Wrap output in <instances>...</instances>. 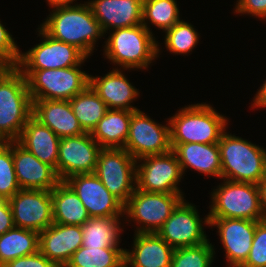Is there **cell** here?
I'll list each match as a JSON object with an SVG mask.
<instances>
[{
	"instance_id": "cell-1",
	"label": "cell",
	"mask_w": 266,
	"mask_h": 267,
	"mask_svg": "<svg viewBox=\"0 0 266 267\" xmlns=\"http://www.w3.org/2000/svg\"><path fill=\"white\" fill-rule=\"evenodd\" d=\"M40 27L52 38L71 44L87 57L105 34L89 4L55 6Z\"/></svg>"
},
{
	"instance_id": "cell-2",
	"label": "cell",
	"mask_w": 266,
	"mask_h": 267,
	"mask_svg": "<svg viewBox=\"0 0 266 267\" xmlns=\"http://www.w3.org/2000/svg\"><path fill=\"white\" fill-rule=\"evenodd\" d=\"M32 113L27 79L17 67H0V142L17 141Z\"/></svg>"
},
{
	"instance_id": "cell-3",
	"label": "cell",
	"mask_w": 266,
	"mask_h": 267,
	"mask_svg": "<svg viewBox=\"0 0 266 267\" xmlns=\"http://www.w3.org/2000/svg\"><path fill=\"white\" fill-rule=\"evenodd\" d=\"M104 42V55L123 70L147 69L160 55L159 42L142 24L115 29Z\"/></svg>"
},
{
	"instance_id": "cell-4",
	"label": "cell",
	"mask_w": 266,
	"mask_h": 267,
	"mask_svg": "<svg viewBox=\"0 0 266 267\" xmlns=\"http://www.w3.org/2000/svg\"><path fill=\"white\" fill-rule=\"evenodd\" d=\"M206 103L189 104L168 118L170 143H218L229 118Z\"/></svg>"
},
{
	"instance_id": "cell-5",
	"label": "cell",
	"mask_w": 266,
	"mask_h": 267,
	"mask_svg": "<svg viewBox=\"0 0 266 267\" xmlns=\"http://www.w3.org/2000/svg\"><path fill=\"white\" fill-rule=\"evenodd\" d=\"M221 180L258 184L266 177V149L226 130L218 142Z\"/></svg>"
},
{
	"instance_id": "cell-6",
	"label": "cell",
	"mask_w": 266,
	"mask_h": 267,
	"mask_svg": "<svg viewBox=\"0 0 266 267\" xmlns=\"http://www.w3.org/2000/svg\"><path fill=\"white\" fill-rule=\"evenodd\" d=\"M78 66L46 69L20 70L27 79L32 100H67L74 98L89 85V74Z\"/></svg>"
},
{
	"instance_id": "cell-7",
	"label": "cell",
	"mask_w": 266,
	"mask_h": 267,
	"mask_svg": "<svg viewBox=\"0 0 266 267\" xmlns=\"http://www.w3.org/2000/svg\"><path fill=\"white\" fill-rule=\"evenodd\" d=\"M208 218H237L265 220L260 205L257 184L223 179L211 192Z\"/></svg>"
},
{
	"instance_id": "cell-8",
	"label": "cell",
	"mask_w": 266,
	"mask_h": 267,
	"mask_svg": "<svg viewBox=\"0 0 266 267\" xmlns=\"http://www.w3.org/2000/svg\"><path fill=\"white\" fill-rule=\"evenodd\" d=\"M184 198L180 194L135 189L124 205V219L139 226L134 233H157Z\"/></svg>"
},
{
	"instance_id": "cell-9",
	"label": "cell",
	"mask_w": 266,
	"mask_h": 267,
	"mask_svg": "<svg viewBox=\"0 0 266 267\" xmlns=\"http://www.w3.org/2000/svg\"><path fill=\"white\" fill-rule=\"evenodd\" d=\"M94 174L123 205L136 189V160L124 148H102Z\"/></svg>"
},
{
	"instance_id": "cell-10",
	"label": "cell",
	"mask_w": 266,
	"mask_h": 267,
	"mask_svg": "<svg viewBox=\"0 0 266 267\" xmlns=\"http://www.w3.org/2000/svg\"><path fill=\"white\" fill-rule=\"evenodd\" d=\"M183 176L180 164L172 150L136 161V189L142 191L184 195L178 187Z\"/></svg>"
},
{
	"instance_id": "cell-11",
	"label": "cell",
	"mask_w": 266,
	"mask_h": 267,
	"mask_svg": "<svg viewBox=\"0 0 266 267\" xmlns=\"http://www.w3.org/2000/svg\"><path fill=\"white\" fill-rule=\"evenodd\" d=\"M41 42L20 53L19 70L61 69L80 65L88 57L77 47L56 40L38 27Z\"/></svg>"
},
{
	"instance_id": "cell-12",
	"label": "cell",
	"mask_w": 266,
	"mask_h": 267,
	"mask_svg": "<svg viewBox=\"0 0 266 267\" xmlns=\"http://www.w3.org/2000/svg\"><path fill=\"white\" fill-rule=\"evenodd\" d=\"M155 122L150 116L139 110L133 111L129 135L124 149L137 161L150 155H160L172 150L170 143V125Z\"/></svg>"
},
{
	"instance_id": "cell-13",
	"label": "cell",
	"mask_w": 266,
	"mask_h": 267,
	"mask_svg": "<svg viewBox=\"0 0 266 267\" xmlns=\"http://www.w3.org/2000/svg\"><path fill=\"white\" fill-rule=\"evenodd\" d=\"M195 206L183 199L157 232L173 249L196 246L208 240L203 226L210 224L208 215L203 220Z\"/></svg>"
},
{
	"instance_id": "cell-14",
	"label": "cell",
	"mask_w": 266,
	"mask_h": 267,
	"mask_svg": "<svg viewBox=\"0 0 266 267\" xmlns=\"http://www.w3.org/2000/svg\"><path fill=\"white\" fill-rule=\"evenodd\" d=\"M101 149L90 133L61 138L57 162L60 181L75 174L94 173Z\"/></svg>"
},
{
	"instance_id": "cell-15",
	"label": "cell",
	"mask_w": 266,
	"mask_h": 267,
	"mask_svg": "<svg viewBox=\"0 0 266 267\" xmlns=\"http://www.w3.org/2000/svg\"><path fill=\"white\" fill-rule=\"evenodd\" d=\"M8 201L15 227L40 233L53 224L51 191L20 189Z\"/></svg>"
},
{
	"instance_id": "cell-16",
	"label": "cell",
	"mask_w": 266,
	"mask_h": 267,
	"mask_svg": "<svg viewBox=\"0 0 266 267\" xmlns=\"http://www.w3.org/2000/svg\"><path fill=\"white\" fill-rule=\"evenodd\" d=\"M64 181L77 194L90 217L124 216V205L94 173L75 174Z\"/></svg>"
},
{
	"instance_id": "cell-17",
	"label": "cell",
	"mask_w": 266,
	"mask_h": 267,
	"mask_svg": "<svg viewBox=\"0 0 266 267\" xmlns=\"http://www.w3.org/2000/svg\"><path fill=\"white\" fill-rule=\"evenodd\" d=\"M209 222V227L217 226V233L224 247L228 267H240L248 258L256 224L259 221L237 218H209Z\"/></svg>"
},
{
	"instance_id": "cell-18",
	"label": "cell",
	"mask_w": 266,
	"mask_h": 267,
	"mask_svg": "<svg viewBox=\"0 0 266 267\" xmlns=\"http://www.w3.org/2000/svg\"><path fill=\"white\" fill-rule=\"evenodd\" d=\"M82 243L80 225L53 223L39 233V251L57 267H65Z\"/></svg>"
},
{
	"instance_id": "cell-19",
	"label": "cell",
	"mask_w": 266,
	"mask_h": 267,
	"mask_svg": "<svg viewBox=\"0 0 266 267\" xmlns=\"http://www.w3.org/2000/svg\"><path fill=\"white\" fill-rule=\"evenodd\" d=\"M13 163L21 189L51 191L60 182L52 166L41 162L17 141H13Z\"/></svg>"
},
{
	"instance_id": "cell-20",
	"label": "cell",
	"mask_w": 266,
	"mask_h": 267,
	"mask_svg": "<svg viewBox=\"0 0 266 267\" xmlns=\"http://www.w3.org/2000/svg\"><path fill=\"white\" fill-rule=\"evenodd\" d=\"M89 85L107 105L108 109L139 110L131 105L139 97V89L130 83L120 68H113L103 77L89 75Z\"/></svg>"
},
{
	"instance_id": "cell-21",
	"label": "cell",
	"mask_w": 266,
	"mask_h": 267,
	"mask_svg": "<svg viewBox=\"0 0 266 267\" xmlns=\"http://www.w3.org/2000/svg\"><path fill=\"white\" fill-rule=\"evenodd\" d=\"M93 16L104 34L142 24L144 0H88ZM111 29V30H110Z\"/></svg>"
},
{
	"instance_id": "cell-22",
	"label": "cell",
	"mask_w": 266,
	"mask_h": 267,
	"mask_svg": "<svg viewBox=\"0 0 266 267\" xmlns=\"http://www.w3.org/2000/svg\"><path fill=\"white\" fill-rule=\"evenodd\" d=\"M133 242L124 250L127 267H170L174 249L157 233H135Z\"/></svg>"
},
{
	"instance_id": "cell-23",
	"label": "cell",
	"mask_w": 266,
	"mask_h": 267,
	"mask_svg": "<svg viewBox=\"0 0 266 267\" xmlns=\"http://www.w3.org/2000/svg\"><path fill=\"white\" fill-rule=\"evenodd\" d=\"M32 115L49 127L59 138L86 133L67 100H32Z\"/></svg>"
},
{
	"instance_id": "cell-24",
	"label": "cell",
	"mask_w": 266,
	"mask_h": 267,
	"mask_svg": "<svg viewBox=\"0 0 266 267\" xmlns=\"http://www.w3.org/2000/svg\"><path fill=\"white\" fill-rule=\"evenodd\" d=\"M171 147L184 175L186 168H190L221 180V156L218 143H171Z\"/></svg>"
},
{
	"instance_id": "cell-25",
	"label": "cell",
	"mask_w": 266,
	"mask_h": 267,
	"mask_svg": "<svg viewBox=\"0 0 266 267\" xmlns=\"http://www.w3.org/2000/svg\"><path fill=\"white\" fill-rule=\"evenodd\" d=\"M61 138L33 115L24 126L17 142L41 162L52 166L57 173L58 150Z\"/></svg>"
},
{
	"instance_id": "cell-26",
	"label": "cell",
	"mask_w": 266,
	"mask_h": 267,
	"mask_svg": "<svg viewBox=\"0 0 266 267\" xmlns=\"http://www.w3.org/2000/svg\"><path fill=\"white\" fill-rule=\"evenodd\" d=\"M53 223L82 226L90 216L73 189L60 181L52 190Z\"/></svg>"
},
{
	"instance_id": "cell-27",
	"label": "cell",
	"mask_w": 266,
	"mask_h": 267,
	"mask_svg": "<svg viewBox=\"0 0 266 267\" xmlns=\"http://www.w3.org/2000/svg\"><path fill=\"white\" fill-rule=\"evenodd\" d=\"M133 111L109 109L90 133L101 148H124Z\"/></svg>"
},
{
	"instance_id": "cell-28",
	"label": "cell",
	"mask_w": 266,
	"mask_h": 267,
	"mask_svg": "<svg viewBox=\"0 0 266 267\" xmlns=\"http://www.w3.org/2000/svg\"><path fill=\"white\" fill-rule=\"evenodd\" d=\"M123 216L90 217L82 227V246L105 248L120 247L122 233L121 220Z\"/></svg>"
},
{
	"instance_id": "cell-29",
	"label": "cell",
	"mask_w": 266,
	"mask_h": 267,
	"mask_svg": "<svg viewBox=\"0 0 266 267\" xmlns=\"http://www.w3.org/2000/svg\"><path fill=\"white\" fill-rule=\"evenodd\" d=\"M39 251V232L14 227L0 235V267Z\"/></svg>"
},
{
	"instance_id": "cell-30",
	"label": "cell",
	"mask_w": 266,
	"mask_h": 267,
	"mask_svg": "<svg viewBox=\"0 0 266 267\" xmlns=\"http://www.w3.org/2000/svg\"><path fill=\"white\" fill-rule=\"evenodd\" d=\"M69 102L75 117L86 133H91L109 110L90 85Z\"/></svg>"
},
{
	"instance_id": "cell-31",
	"label": "cell",
	"mask_w": 266,
	"mask_h": 267,
	"mask_svg": "<svg viewBox=\"0 0 266 267\" xmlns=\"http://www.w3.org/2000/svg\"><path fill=\"white\" fill-rule=\"evenodd\" d=\"M124 250L120 247L94 248L81 246L65 267H122Z\"/></svg>"
},
{
	"instance_id": "cell-32",
	"label": "cell",
	"mask_w": 266,
	"mask_h": 267,
	"mask_svg": "<svg viewBox=\"0 0 266 267\" xmlns=\"http://www.w3.org/2000/svg\"><path fill=\"white\" fill-rule=\"evenodd\" d=\"M179 15L180 11L176 0L143 1L142 25L151 33L150 23L158 27V30L165 32L181 20Z\"/></svg>"
},
{
	"instance_id": "cell-33",
	"label": "cell",
	"mask_w": 266,
	"mask_h": 267,
	"mask_svg": "<svg viewBox=\"0 0 266 267\" xmlns=\"http://www.w3.org/2000/svg\"><path fill=\"white\" fill-rule=\"evenodd\" d=\"M199 35L191 23L182 19L165 31L164 44L173 55L187 54L199 43Z\"/></svg>"
},
{
	"instance_id": "cell-34",
	"label": "cell",
	"mask_w": 266,
	"mask_h": 267,
	"mask_svg": "<svg viewBox=\"0 0 266 267\" xmlns=\"http://www.w3.org/2000/svg\"><path fill=\"white\" fill-rule=\"evenodd\" d=\"M215 254L208 239L196 246L174 249L170 267H211Z\"/></svg>"
},
{
	"instance_id": "cell-35",
	"label": "cell",
	"mask_w": 266,
	"mask_h": 267,
	"mask_svg": "<svg viewBox=\"0 0 266 267\" xmlns=\"http://www.w3.org/2000/svg\"><path fill=\"white\" fill-rule=\"evenodd\" d=\"M20 189L13 163V141L0 142V198L9 200Z\"/></svg>"
},
{
	"instance_id": "cell-36",
	"label": "cell",
	"mask_w": 266,
	"mask_h": 267,
	"mask_svg": "<svg viewBox=\"0 0 266 267\" xmlns=\"http://www.w3.org/2000/svg\"><path fill=\"white\" fill-rule=\"evenodd\" d=\"M240 267H266V220L256 224L248 258Z\"/></svg>"
},
{
	"instance_id": "cell-37",
	"label": "cell",
	"mask_w": 266,
	"mask_h": 267,
	"mask_svg": "<svg viewBox=\"0 0 266 267\" xmlns=\"http://www.w3.org/2000/svg\"><path fill=\"white\" fill-rule=\"evenodd\" d=\"M14 39L0 21V67H17L22 51Z\"/></svg>"
},
{
	"instance_id": "cell-38",
	"label": "cell",
	"mask_w": 266,
	"mask_h": 267,
	"mask_svg": "<svg viewBox=\"0 0 266 267\" xmlns=\"http://www.w3.org/2000/svg\"><path fill=\"white\" fill-rule=\"evenodd\" d=\"M234 13L266 20V0H237Z\"/></svg>"
},
{
	"instance_id": "cell-39",
	"label": "cell",
	"mask_w": 266,
	"mask_h": 267,
	"mask_svg": "<svg viewBox=\"0 0 266 267\" xmlns=\"http://www.w3.org/2000/svg\"><path fill=\"white\" fill-rule=\"evenodd\" d=\"M2 267H57L40 251L7 262Z\"/></svg>"
},
{
	"instance_id": "cell-40",
	"label": "cell",
	"mask_w": 266,
	"mask_h": 267,
	"mask_svg": "<svg viewBox=\"0 0 266 267\" xmlns=\"http://www.w3.org/2000/svg\"><path fill=\"white\" fill-rule=\"evenodd\" d=\"M12 209L8 200L0 198V235L14 228Z\"/></svg>"
},
{
	"instance_id": "cell-41",
	"label": "cell",
	"mask_w": 266,
	"mask_h": 267,
	"mask_svg": "<svg viewBox=\"0 0 266 267\" xmlns=\"http://www.w3.org/2000/svg\"><path fill=\"white\" fill-rule=\"evenodd\" d=\"M250 108H266V80L259 87V90L257 89Z\"/></svg>"
},
{
	"instance_id": "cell-42",
	"label": "cell",
	"mask_w": 266,
	"mask_h": 267,
	"mask_svg": "<svg viewBox=\"0 0 266 267\" xmlns=\"http://www.w3.org/2000/svg\"><path fill=\"white\" fill-rule=\"evenodd\" d=\"M260 205L263 212L264 219L266 220V177L263 178L258 184Z\"/></svg>"
},
{
	"instance_id": "cell-43",
	"label": "cell",
	"mask_w": 266,
	"mask_h": 267,
	"mask_svg": "<svg viewBox=\"0 0 266 267\" xmlns=\"http://www.w3.org/2000/svg\"><path fill=\"white\" fill-rule=\"evenodd\" d=\"M49 7L71 5L75 0H46Z\"/></svg>"
}]
</instances>
